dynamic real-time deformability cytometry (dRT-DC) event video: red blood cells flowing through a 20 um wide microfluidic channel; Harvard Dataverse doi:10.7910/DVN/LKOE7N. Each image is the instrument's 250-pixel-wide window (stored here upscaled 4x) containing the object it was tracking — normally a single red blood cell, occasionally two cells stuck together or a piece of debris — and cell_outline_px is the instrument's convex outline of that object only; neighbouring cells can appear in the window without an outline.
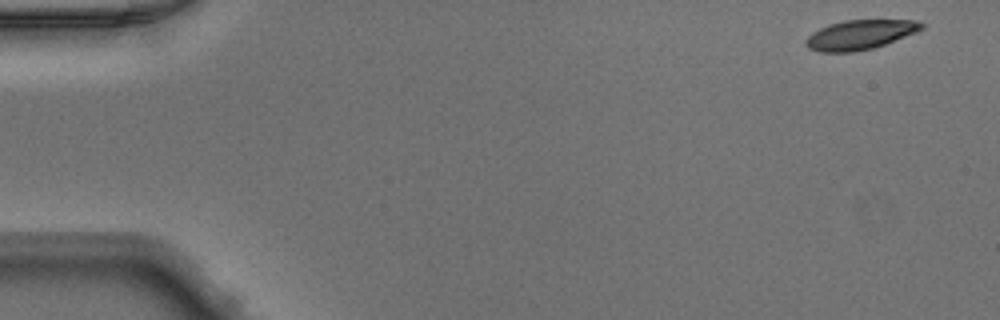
{"species": "Egyptian fruit bat (a non-hibernating species)", "species_latin": "Rousettus aegyptiacus", "temperature_condition": "warm", "stored_images_in_passage": 46, "camera_frame_rate_fps": 3000, "um_per_image_px": 0.085, "animal": {"sex": "male"}, "frame": {"image": 1, "passage_image": 1, "time_ms": 0.0, "image_size_px": [1000, 320], "cell_outline_px": [[924, 28], [916, 32], [884, 44], [872, 48], [852, 52], [820, 52], [808, 48], [804, 44], [804, 40], [812, 32], [828, 24], [844, 20], [916, 20], [924, 24]], "centroid_in_image_um": [73.06, 2.95], "position_along_channel_um": 11.9, "area_um2": 19.88}}
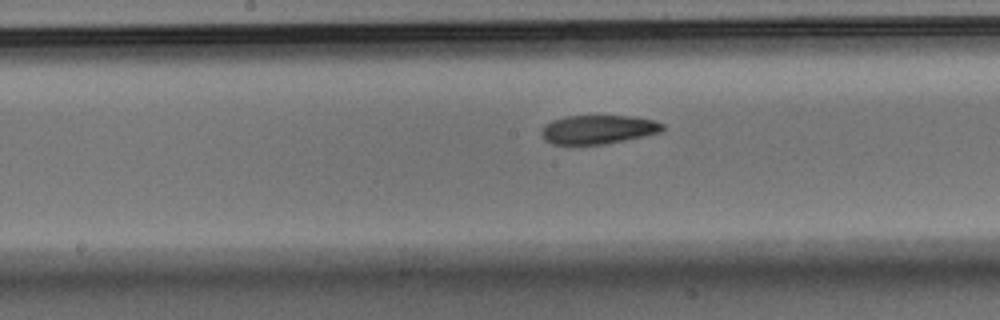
{"frame": {"image": 2, "passage_image": 24, "time_ms": 7.667, "image_size_px": [1000, 320], "cell_outline_px": [[664, 128], [660, 132], [604, 144], [552, 144], [544, 140], [540, 132], [540, 128], [544, 124], [552, 120], [564, 116], [628, 116], [656, 120], [664, 124]], "centroid_in_image_um": [50.78, 10.99], "position_along_channel_um": 197.4, "area_um2": 20.35}}
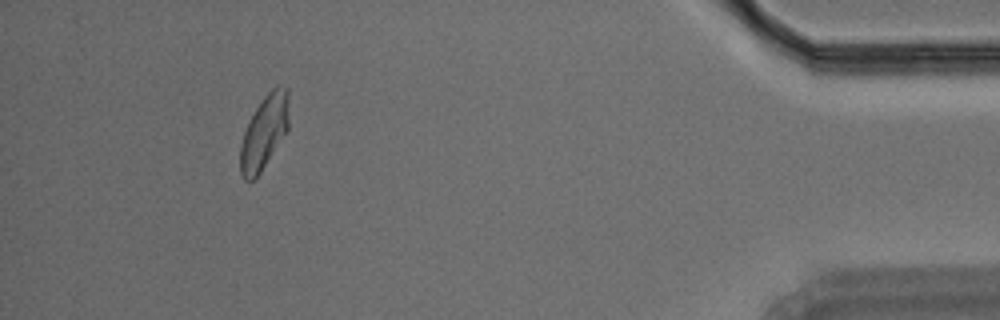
{"frame": {"image": 3, "passage_image": 44, "time_ms": 14.333, "image_size_px": [1000, 320], "cell_outline_px": [[288, 128], [260, 172], [252, 180], [244, 180], [240, 172], [240, 144], [244, 132], [256, 108], [264, 96], [272, 88], [288, 88]], "centroid_in_image_um": [22.43, 11.25], "position_along_channel_um": 412.8, "area_um2": 20.23}}